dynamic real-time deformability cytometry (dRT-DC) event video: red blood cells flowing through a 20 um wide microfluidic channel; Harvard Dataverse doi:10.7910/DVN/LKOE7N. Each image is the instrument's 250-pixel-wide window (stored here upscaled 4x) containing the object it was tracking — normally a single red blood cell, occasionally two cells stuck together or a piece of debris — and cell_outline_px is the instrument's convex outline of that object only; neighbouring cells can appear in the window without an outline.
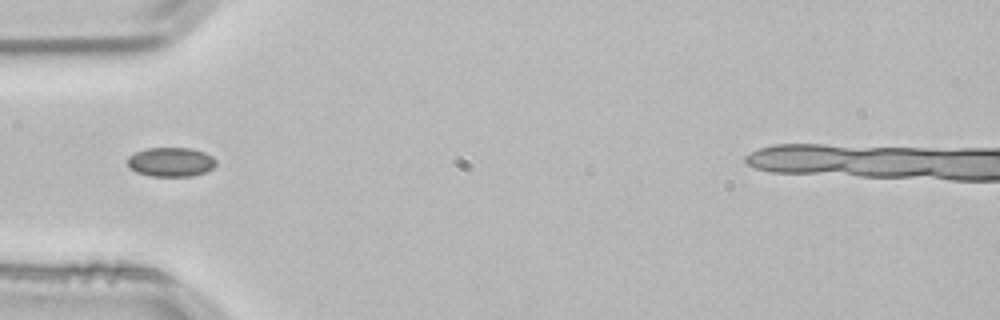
{"species": "common noctule bat (a hibernating species)", "species_latin": "Nyctalus noctula", "temperature_condition": "room temperature", "stored_images_in_passage": 4, "camera_frame_rate_fps": 3000, "um_per_image_px": 0.085, "animal": {"sex": "male", "body_mass_g": 21.5, "forearm_length_mm": 52.0}, "frame": {"image": 1, "passage_image": 4, "time_ms": 1.0, "image_size_px": [1000, 320], "cell_outline_px": [[216, 164], [208, 172], [192, 176], [148, 176], [136, 172], [128, 168], [128, 156], [136, 152], [148, 148], [192, 148], [204, 152], [212, 156], [216, 160]], "centroid_in_image_um": [14.53, 13.78], "position_along_channel_um": 70.5, "area_um2": 15.26}}